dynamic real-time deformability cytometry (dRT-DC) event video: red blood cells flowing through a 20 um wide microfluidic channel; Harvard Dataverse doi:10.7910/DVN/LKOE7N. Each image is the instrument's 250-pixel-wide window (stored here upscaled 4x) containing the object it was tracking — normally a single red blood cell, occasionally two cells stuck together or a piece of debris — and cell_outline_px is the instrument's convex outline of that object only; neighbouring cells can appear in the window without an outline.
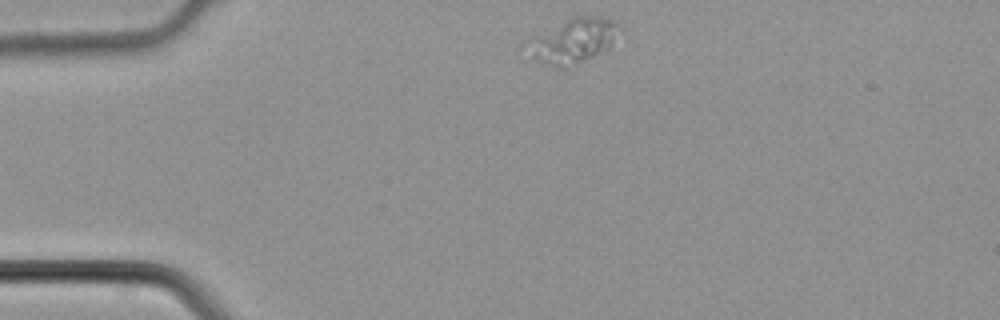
{"species": "common noctule bat (a hibernating species)", "species_latin": "Nyctalus noctula", "temperature_condition": "cold", "stored_images_in_passage": 36, "camera_frame_rate_fps": 3000, "um_per_image_px": 0.085, "animal": {"sex": "male", "body_mass_g": 21.5, "forearm_length_mm": 52.0}, "frame": {"image": 1, "passage_image": 1, "time_ms": 0.0, "image_size_px": [1000, 320], "cell_outline_px": [[620, 28], [608, 48], [604, 52], [564, 68], [552, 68], [536, 60], [532, 56], [524, 44], [524, 40], [572, 16], [596, 16], [612, 20]], "centroid_in_image_um": [48.63, 3.47], "position_along_channel_um": 36.4, "area_um2": 23.99}}
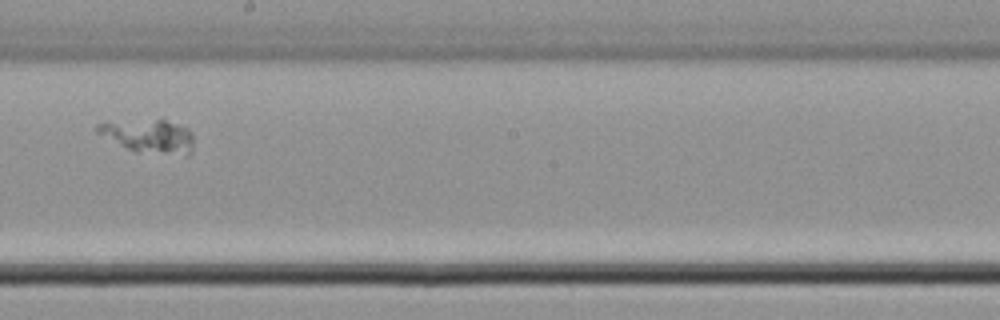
{"frame": {"image": 2, "passage_image": 17, "time_ms": 5.333, "image_size_px": [1000, 320], "cell_outline_px": [[192, 152], [188, 156], [136, 152], [96, 132], [96, 124], [108, 120], [164, 120], [188, 128], [192, 132]], "centroid_in_image_um": [12.65, 11.57], "position_along_channel_um": 235.5, "area_um2": 18.96}}
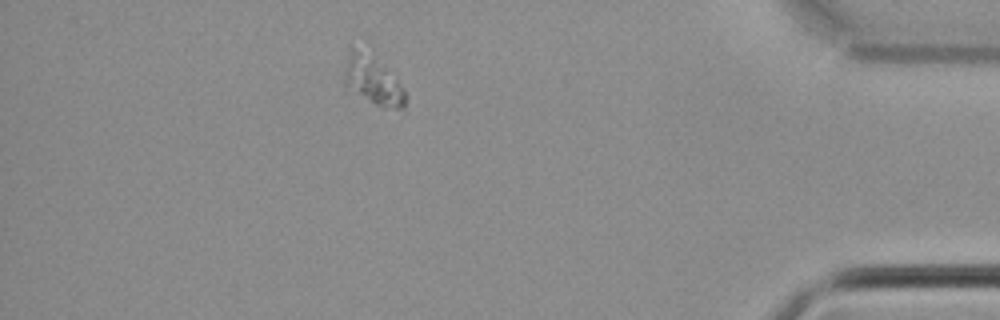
{"frame": {"image": 3, "passage_image": 31, "time_ms": 10.0, "image_size_px": [1000, 320], "cell_outline_px": [[404, 116], [384, 108], [344, 88], [344, 72], [348, 56], [352, 48], [372, 48], [404, 88]], "centroid_in_image_um": [31.74, 6.82], "position_along_channel_um": 403.5, "area_um2": 18.5}}